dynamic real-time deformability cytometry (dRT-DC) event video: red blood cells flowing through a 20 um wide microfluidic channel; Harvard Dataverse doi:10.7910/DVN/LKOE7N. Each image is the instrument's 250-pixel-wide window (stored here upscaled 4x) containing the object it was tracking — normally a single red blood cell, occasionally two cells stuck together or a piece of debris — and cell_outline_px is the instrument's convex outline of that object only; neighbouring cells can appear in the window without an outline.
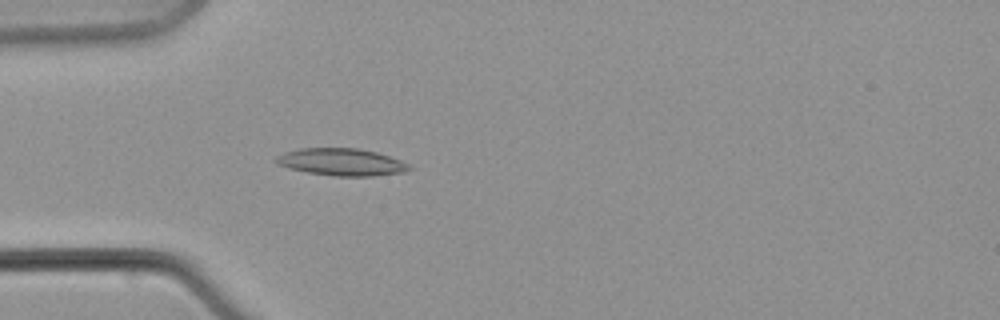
{"species": "common noctule bat (a hibernating species)", "species_latin": "Nyctalus noctula", "temperature_condition": "warm", "stored_images_in_passage": 6, "camera_frame_rate_fps": 3000, "um_per_image_px": 0.085, "animal": {"sex": "male", "body_mass_g": 21.5, "forearm_length_mm": 52.0}, "frame": {"image": 1, "passage_image": 6, "time_ms": 6.0, "image_size_px": [1000, 320], "cell_outline_px": [[412, 168], [404, 172], [372, 176], [332, 176], [308, 172], [288, 168], [276, 164], [272, 160], [276, 156], [284, 152], [300, 148], [360, 148], [376, 152], [400, 160], [408, 164]], "centroid_in_image_um": [28.97, 13.77], "position_along_channel_um": 56.0, "area_um2": 21.21}}